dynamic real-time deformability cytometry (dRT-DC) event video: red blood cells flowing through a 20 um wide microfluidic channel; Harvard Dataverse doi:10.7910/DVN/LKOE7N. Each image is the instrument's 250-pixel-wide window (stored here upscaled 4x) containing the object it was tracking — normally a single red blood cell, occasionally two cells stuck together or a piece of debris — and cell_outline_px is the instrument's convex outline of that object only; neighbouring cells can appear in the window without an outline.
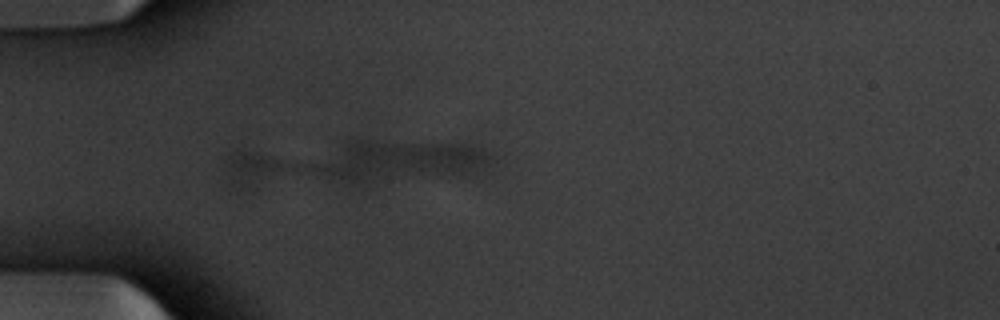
{"species": "common noctule bat (a hibernating species)", "species_latin": "Nyctalus noctula", "temperature_condition": "warm", "stored_images_in_passage": 35, "segment_of_instrument_passage": [1, 3], "camera_frame_rate_fps": 3000, "um_per_image_px": 0.085, "animal": {"sex": "male", "body_mass_g": 20.1, "forearm_length_mm": 53.5}, "frame": {"image": 1, "passage_image": 6, "time_ms": 1.667, "image_size_px": [1000, 320], "cell_outline_px": [[284, 164], [236, 192], [228, 192], [224, 168], [224, 160], [232, 152], [252, 152], [268, 156]], "centroid_in_image_um": [20.99, 14.36], "position_along_channel_um": 64.0, "area_um2": 10.75}}